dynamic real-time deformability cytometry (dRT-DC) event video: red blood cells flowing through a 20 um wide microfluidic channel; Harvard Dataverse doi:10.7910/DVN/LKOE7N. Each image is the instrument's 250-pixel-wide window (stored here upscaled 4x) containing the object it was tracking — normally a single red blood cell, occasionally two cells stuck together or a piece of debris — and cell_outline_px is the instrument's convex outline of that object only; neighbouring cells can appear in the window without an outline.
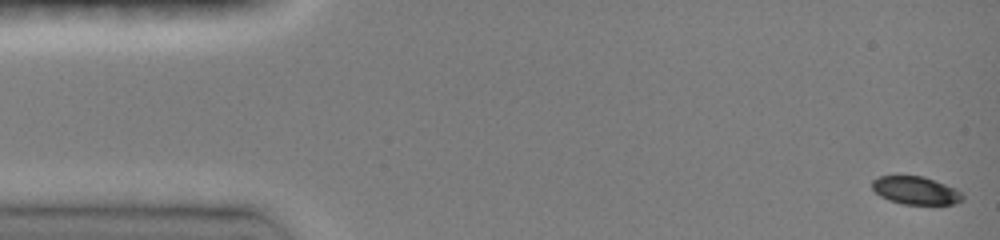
{"species": "common noctule bat (a hibernating species)", "species_latin": "Nyctalus noctula", "temperature_condition": "room temperature", "stored_images_in_passage": 14, "camera_frame_rate_fps": 3000, "um_per_image_px": 0.085, "animal": {"sex": "female", "body_mass_g": 19.0, "forearm_length_mm": 51.5}, "frame": {"image": 1, "passage_image": 1, "time_ms": 0.0, "image_size_px": [1000, 240], "cell_outline_px": [[964, 200], [956, 204], [904, 204], [888, 200], [880, 196], [872, 188], [872, 180], [880, 176], [924, 176], [944, 184], [960, 192], [964, 196]], "centroid_in_image_um": [77.82, 16.2], "position_along_channel_um": 7.2, "area_um2": 14.62}}
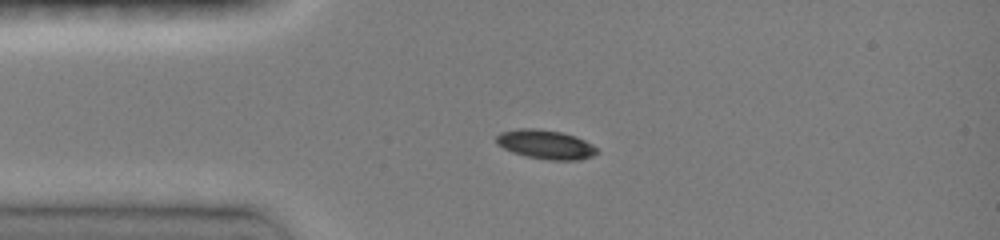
{"frame": {"image": 2, "passage_image": 7, "time_ms": 3.333, "image_size_px": [1000, 240], "cell_outline_px": [[600, 152], [592, 156], [580, 160], [548, 160], [524, 156], [512, 152], [496, 144], [496, 136], [500, 132], [516, 128], [532, 128], [560, 132], [576, 136], [592, 144]], "centroid_in_image_um": [46.36, 12.28], "position_along_channel_um": 38.6, "area_um2": 17.22}}
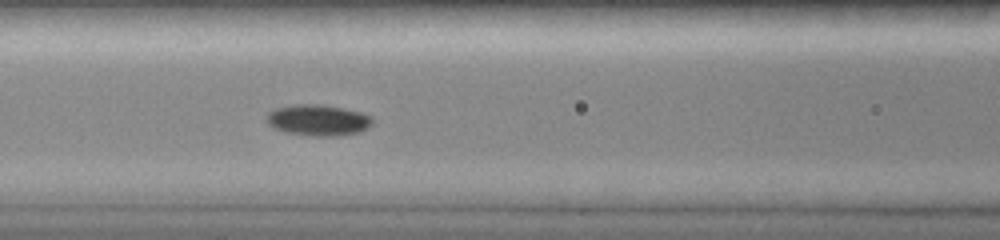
{"frame": {"image": 3, "passage_image": 12, "time_ms": 6.333, "image_size_px": [1000, 240], "cell_outline_px": [[372, 124], [368, 128], [360, 132], [340, 136], [312, 136], [284, 132], [272, 128], [264, 120], [268, 112], [276, 108], [296, 104], [320, 104], [344, 108], [360, 112], [372, 116]], "centroid_in_image_um": [27.02, 10.22], "position_along_channel_um": 139.6, "area_um2": 19.54}}